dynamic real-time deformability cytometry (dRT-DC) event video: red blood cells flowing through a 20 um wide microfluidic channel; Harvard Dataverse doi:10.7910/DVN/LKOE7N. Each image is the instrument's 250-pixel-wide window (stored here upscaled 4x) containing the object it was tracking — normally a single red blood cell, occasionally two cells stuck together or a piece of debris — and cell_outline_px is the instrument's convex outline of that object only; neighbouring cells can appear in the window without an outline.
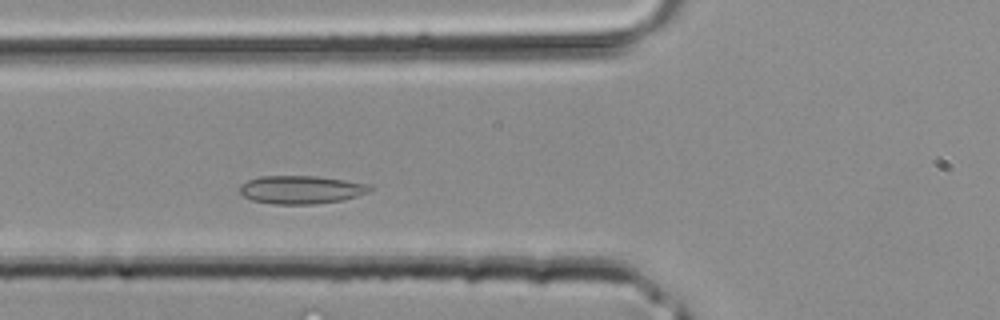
{"species": "common noctule bat (a hibernating species)", "species_latin": "Nyctalus noctula", "temperature_condition": "room temperature", "stored_images_in_passage": 23, "camera_frame_rate_fps": 3000, "um_per_image_px": 0.085, "animal": {"sex": "male", "body_mass_g": 20.4}, "frame": {"image": 1, "passage_image": 6, "time_ms": 1.667, "image_size_px": [1000, 320], "cell_outline_px": [[372, 188], [368, 192], [344, 200], [316, 204], [272, 204], [252, 200], [244, 196], [240, 192], [240, 184], [248, 180], [260, 176], [316, 176], [344, 180], [368, 184]], "centroid_in_image_um": [25.57, 16.12], "position_along_channel_um": 100.2, "area_um2": 21.33}}
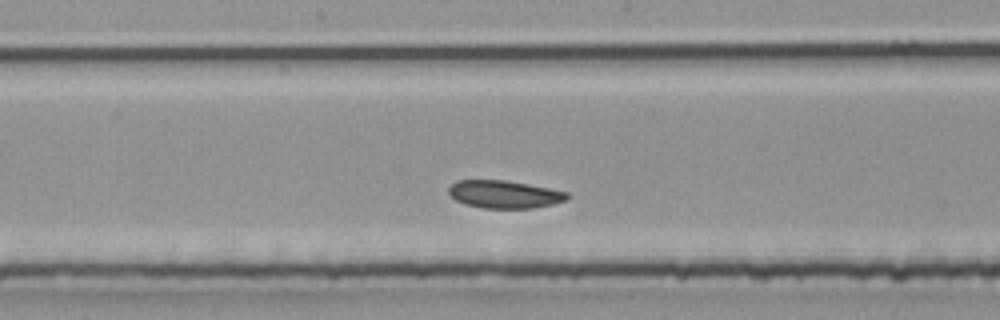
{"frame": {"image": 2, "passage_image": 12, "time_ms": 3.667, "image_size_px": [1000, 320], "cell_outline_px": [[568, 200], [552, 204], [532, 208], [484, 208], [464, 204], [456, 200], [448, 192], [448, 188], [456, 180], [504, 180], [528, 184], [568, 192]], "centroid_in_image_um": [42.86, 16.51], "position_along_channel_um": 205.3, "area_um2": 19.07}}
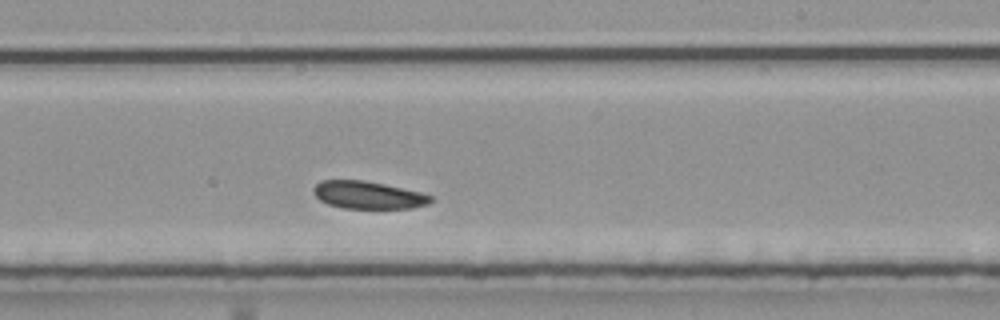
{"frame": {"image": 3, "passage_image": 15, "time_ms": 4.667, "image_size_px": [1000, 320], "cell_outline_px": [[432, 200], [428, 204], [412, 208], [344, 208], [328, 204], [320, 200], [312, 192], [312, 188], [320, 180], [364, 180], [384, 184], [420, 192], [432, 196]], "centroid_in_image_um": [31.26, 16.57], "position_along_channel_um": 257.7, "area_um2": 18.79}}